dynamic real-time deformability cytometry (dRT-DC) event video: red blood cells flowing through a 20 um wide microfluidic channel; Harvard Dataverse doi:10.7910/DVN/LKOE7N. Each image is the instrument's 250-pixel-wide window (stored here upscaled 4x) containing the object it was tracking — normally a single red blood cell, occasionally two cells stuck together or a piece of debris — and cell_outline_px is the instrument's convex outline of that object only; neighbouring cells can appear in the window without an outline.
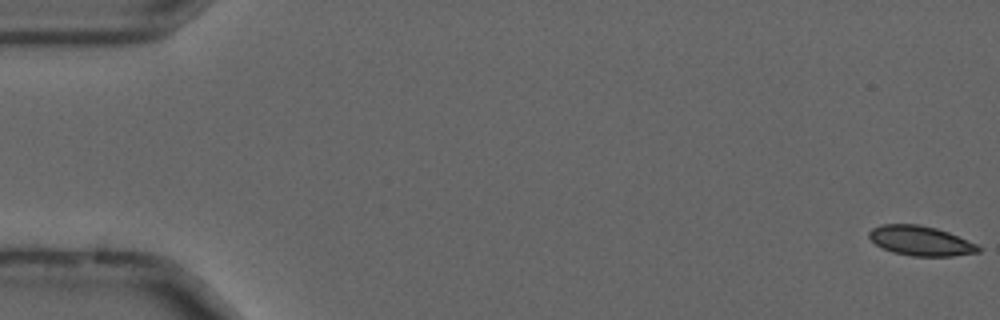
{"species": "common noctule bat (a hibernating species)", "species_latin": "Nyctalus noctula", "temperature_condition": "cold", "stored_images_in_passage": 17, "camera_frame_rate_fps": 3000, "um_per_image_px": 0.085, "animal": {"sex": "male", "forearm_length_mm": 52.5}, "frame": {"image": 1, "passage_image": 1, "time_ms": 0.0, "image_size_px": [1000, 320], "cell_outline_px": [[984, 248], [980, 252], [952, 256], [912, 256], [892, 252], [876, 244], [868, 236], [868, 232], [872, 228], [884, 224], [916, 224], [936, 228], [948, 232], [976, 244]], "centroid_in_image_um": [78.27, 20.47], "position_along_channel_um": 6.7, "area_um2": 18.84}}
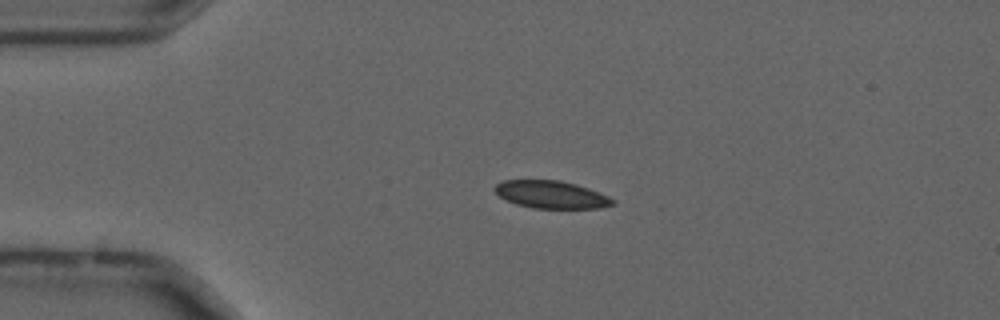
{"frame": {"image": 2, "passage_image": 13, "time_ms": 4.0, "image_size_px": [1000, 320], "cell_outline_px": [[616, 204], [600, 208], [532, 208], [516, 204], [500, 196], [492, 188], [496, 184], [504, 180], [560, 180], [576, 184], [588, 188], [608, 196], [616, 200]], "centroid_in_image_um": [46.87, 16.54], "position_along_channel_um": 38.1, "area_um2": 18.96}}